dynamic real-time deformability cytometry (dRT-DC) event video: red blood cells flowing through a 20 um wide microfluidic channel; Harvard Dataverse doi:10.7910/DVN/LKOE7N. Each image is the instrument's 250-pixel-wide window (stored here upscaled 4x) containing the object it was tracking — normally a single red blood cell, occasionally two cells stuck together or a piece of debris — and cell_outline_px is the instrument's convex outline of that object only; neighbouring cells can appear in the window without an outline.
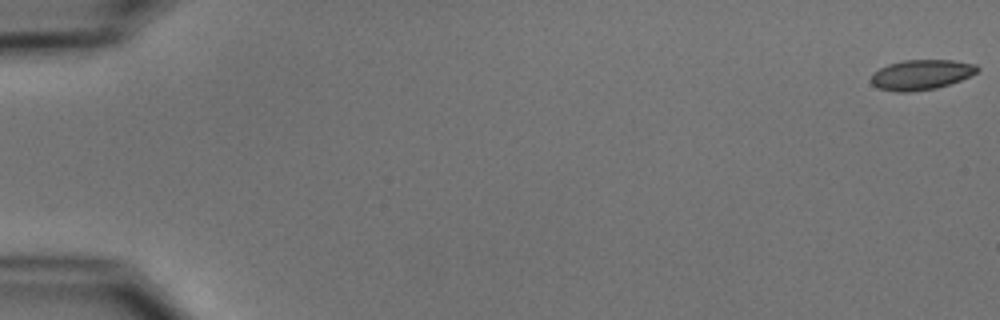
{"species": "common noctule bat (a hibernating species)", "species_latin": "Nyctalus noctula", "temperature_condition": "cold", "stored_images_in_passage": 55, "camera_frame_rate_fps": 3000, "um_per_image_px": 0.085, "animal": {"sex": "male", "body_mass_g": 15.6}, "frame": {"image": 1, "passage_image": 1, "time_ms": 0.0, "image_size_px": [1000, 320], "cell_outline_px": [[980, 68], [976, 72], [960, 80], [936, 88], [908, 92], [896, 92], [880, 88], [872, 84], [872, 72], [888, 64], [904, 60], [952, 60], [976, 64]], "centroid_in_image_um": [78.29, 6.34], "position_along_channel_um": 6.7, "area_um2": 18.44}}
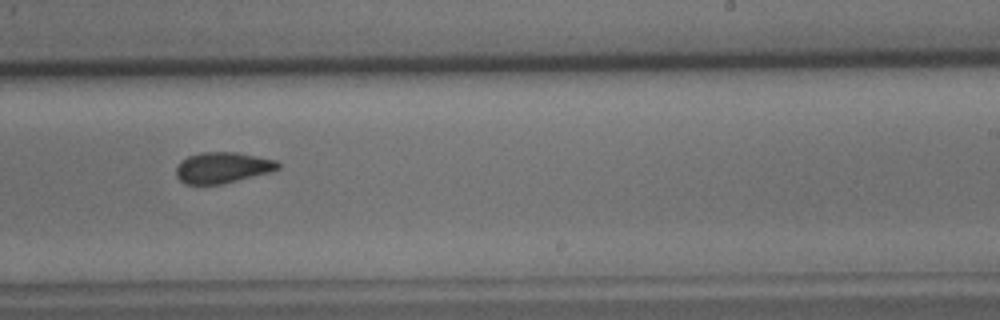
{"frame": {"image": 2, "passage_image": 35, "time_ms": 11.333, "image_size_px": [1000, 320], "cell_outline_px": [[280, 168], [272, 172], [224, 184], [184, 184], [176, 176], [176, 168], [180, 160], [188, 156], [200, 152], [236, 152], [276, 160], [280, 164]], "centroid_in_image_um": [18.92, 14.25], "position_along_channel_um": 270.1, "area_um2": 18.61}}
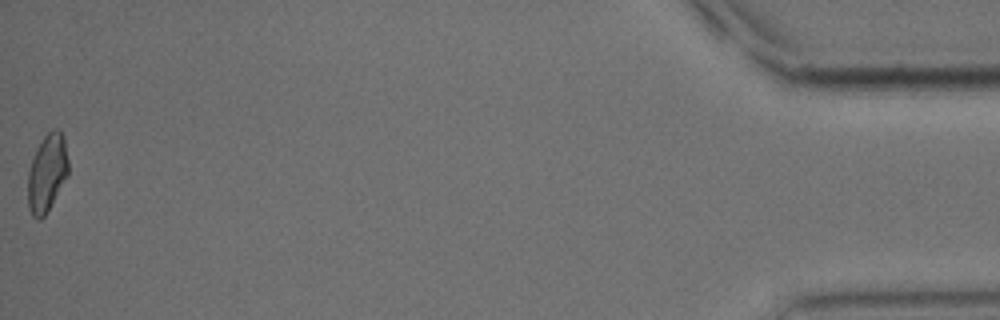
{"frame": {"image": 3, "passage_image": 55, "time_ms": 18.0, "image_size_px": [1000, 320], "cell_outline_px": [[68, 176], [44, 216], [40, 220], [36, 220], [32, 216], [28, 208], [28, 172], [36, 148], [44, 136], [52, 128], [60, 128], [64, 136], [68, 160]], "centroid_in_image_um": [4.0, 14.68], "position_along_channel_um": 431.2, "area_um2": 18.5}, "authors_computed_cell_mechanics": {"area_um2": 18.7272, "velocity_mm_per_s": 3.7387, "shape_relaxation_time_tau1_ms": 6.7981, "shape_relaxation_time_tau2_ms": 3.4693, "deformation_change_tau1": 0.1155, "deformation_change_tau2": 0.0684}}